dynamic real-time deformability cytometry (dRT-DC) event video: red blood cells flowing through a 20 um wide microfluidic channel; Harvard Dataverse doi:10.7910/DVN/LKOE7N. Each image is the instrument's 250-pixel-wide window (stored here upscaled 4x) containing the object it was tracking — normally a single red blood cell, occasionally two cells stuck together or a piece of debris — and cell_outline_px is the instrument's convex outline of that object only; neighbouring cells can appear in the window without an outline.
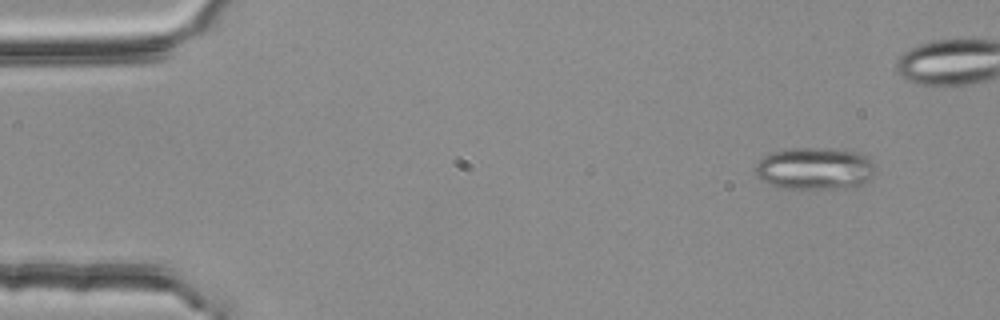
{"species": "common noctule bat (a hibernating species)", "species_latin": "Nyctalus noctula", "temperature_condition": "room temperature", "stored_images_in_passage": 6, "camera_frame_rate_fps": 3000, "um_per_image_px": 0.085, "animal": {"sex": "female", "body_mass_g": 25.1}, "frame": {"image": 1, "passage_image": 2, "time_ms": 0.333, "image_size_px": [1000, 320], "cell_outline_px": [[876, 172], [872, 180], [864, 184], [848, 188], [776, 188], [760, 180], [756, 176], [756, 164], [764, 156], [772, 152], [792, 148], [844, 148], [860, 152], [868, 156], [876, 164]], "centroid_in_image_um": [69.34, 14.32], "position_along_channel_um": 15.7, "area_um2": 30.4}}